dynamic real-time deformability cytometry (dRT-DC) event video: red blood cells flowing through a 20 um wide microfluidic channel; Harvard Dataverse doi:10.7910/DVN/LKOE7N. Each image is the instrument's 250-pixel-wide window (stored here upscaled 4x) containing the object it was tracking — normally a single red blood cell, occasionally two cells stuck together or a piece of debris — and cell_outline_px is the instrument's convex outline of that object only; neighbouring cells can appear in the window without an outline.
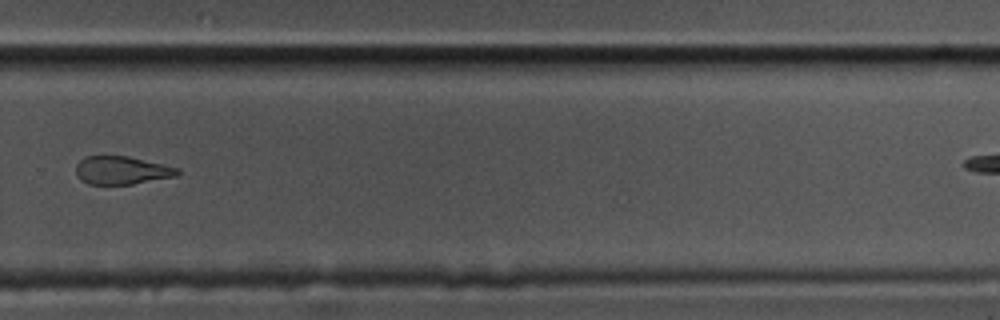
{"species": "common noctule bat (a hibernating species)", "species_latin": "Nyctalus noctula", "temperature_condition": "cold", "stored_images_in_passage": 11, "camera_frame_rate_fps": 3000, "um_per_image_px": 0.085, "animal": {"sex": "male", "body_mass_g": 17.5, "forearm_length_mm": 52.3}, "frame": {"image": 1, "passage_image": 10, "time_ms": 3.0, "image_size_px": [1000, 320], "cell_outline_px": [[180, 172], [176, 176], [132, 184], [88, 184], [80, 180], [76, 176], [76, 164], [84, 156], [128, 156], [180, 168]], "centroid_in_image_um": [10.32, 14.47], "position_along_channel_um": 319.5, "area_um2": 16.7}}